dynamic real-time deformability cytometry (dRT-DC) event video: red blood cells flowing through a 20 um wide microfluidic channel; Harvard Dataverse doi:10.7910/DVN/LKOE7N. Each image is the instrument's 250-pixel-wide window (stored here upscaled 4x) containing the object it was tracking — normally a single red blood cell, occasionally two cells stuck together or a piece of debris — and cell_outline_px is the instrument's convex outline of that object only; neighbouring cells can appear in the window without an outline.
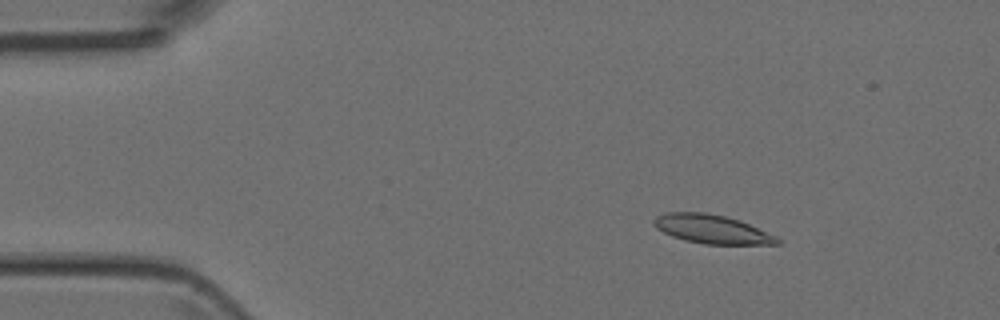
{"species": "Egyptian fruit bat (a non-hibernating species)", "species_latin": "Rousettus aegyptiacus", "temperature_condition": "room temperature", "stored_images_in_passage": 5, "camera_frame_rate_fps": 3000, "um_per_image_px": 0.085, "animal": {"sex": "female"}, "frame": {"image": 1, "passage_image": 3, "time_ms": 2.333, "image_size_px": [1000, 320], "cell_outline_px": [[780, 244], [704, 244], [684, 240], [672, 236], [656, 228], [652, 224], [652, 220], [656, 216], [668, 212], [704, 212], [724, 216], [740, 220], [776, 236], [780, 240]], "centroid_in_image_um": [60.48, 19.47], "position_along_channel_um": 24.5, "area_um2": 20.63}}